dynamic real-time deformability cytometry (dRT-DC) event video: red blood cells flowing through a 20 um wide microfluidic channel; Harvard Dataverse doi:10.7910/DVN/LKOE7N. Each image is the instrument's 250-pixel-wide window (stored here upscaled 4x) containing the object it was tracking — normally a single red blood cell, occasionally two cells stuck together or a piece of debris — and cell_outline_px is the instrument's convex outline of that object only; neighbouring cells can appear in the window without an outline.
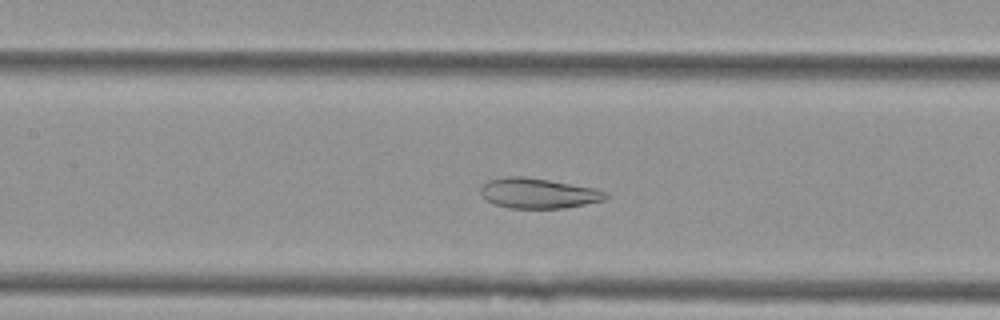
{"species": "Egyptian fruit bat (a non-hibernating species)", "species_latin": "Rousettus aegyptiacus", "temperature_condition": "cold", "stored_images_in_passage": 44, "camera_frame_rate_fps": 3000, "um_per_image_px": 0.085, "animal": {"sex": "female"}, "frame": {"image": 1, "passage_image": 15, "time_ms": 4.667, "image_size_px": [1000, 320], "cell_outline_px": [[612, 196], [604, 200], [564, 208], [508, 208], [492, 204], [484, 200], [480, 192], [480, 188], [488, 180], [504, 176], [524, 176], [596, 188], [608, 192]], "centroid_in_image_um": [45.74, 16.43], "position_along_channel_um": 161.7, "area_um2": 22.31}}
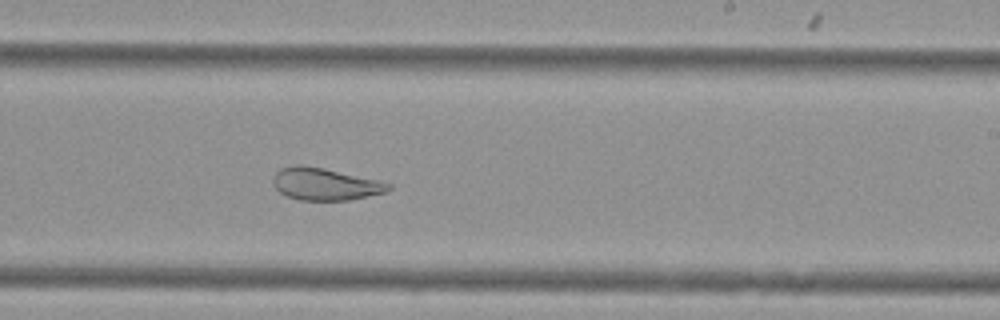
{"frame": {"image": 2, "passage_image": 23, "time_ms": 7.333, "image_size_px": [1000, 320], "cell_outline_px": [[392, 188], [384, 192], [348, 200], [300, 200], [288, 196], [280, 192], [272, 184], [272, 180], [276, 172], [280, 168], [296, 164], [300, 164], [324, 168], [380, 180], [392, 184]], "centroid_in_image_um": [27.62, 15.63], "position_along_channel_um": 261.4, "area_um2": 21.68}}
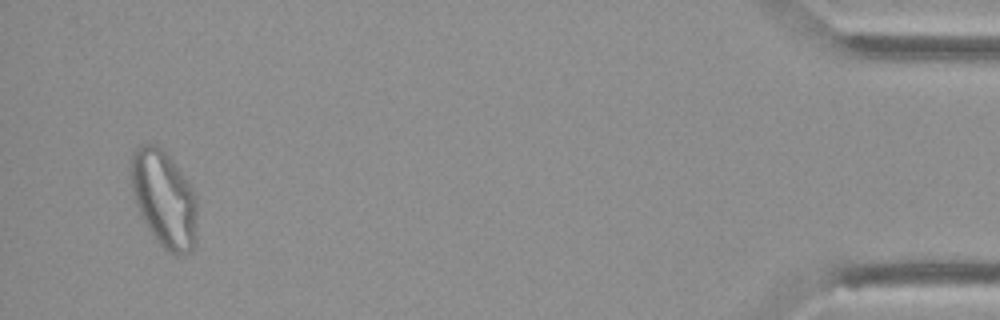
{"frame": {"image": 3, "passage_image": 42, "time_ms": 13.667, "image_size_px": [1000, 320], "cell_outline_px": [[196, 244], [188, 252], [180, 256], [176, 256], [168, 252], [152, 236], [136, 204], [128, 176], [132, 152], [140, 144], [148, 140], [156, 144], [168, 156], [192, 188], [196, 196]], "centroid_in_image_um": [13.91, 16.89], "position_along_channel_um": 421.3, "area_um2": 37.63}, "authors_computed_cell_mechanics": {"area_um2": 27.6284, "velocity_mm_per_s": 3.7596, "shape_relaxation_time_tau1_ms": null, "shape_relaxation_time_tau2_ms": 1.3023, "deformation_change_tau1": null, "deformation_change_tau2": 0.0643}}